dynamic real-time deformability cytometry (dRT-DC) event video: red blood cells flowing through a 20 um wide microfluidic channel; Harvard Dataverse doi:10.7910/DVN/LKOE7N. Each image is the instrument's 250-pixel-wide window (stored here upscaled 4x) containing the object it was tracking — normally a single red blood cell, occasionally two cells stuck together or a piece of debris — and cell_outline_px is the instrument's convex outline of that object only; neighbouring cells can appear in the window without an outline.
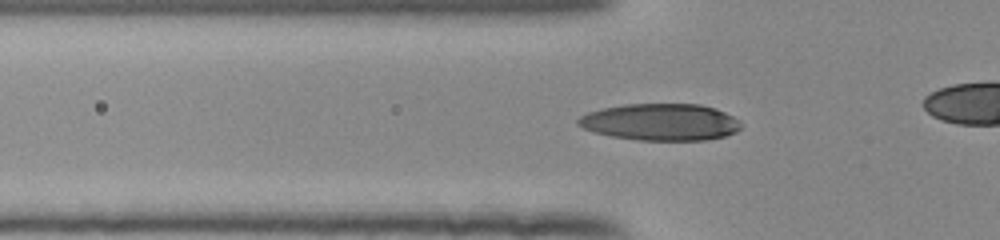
{"species": "human", "species_latin": "Homo sapiens", "temperature_condition": "room temperature", "stored_images_in_passage": 31, "camera_frame_rate_fps": 3000, "um_per_image_px": 0.085, "donor": {"sex": "female"}, "frame": {"image": 1, "passage_image": 6, "time_ms": 1.667, "image_size_px": [1000, 240], "cell_outline_px": [[744, 124], [736, 132], [724, 136], [708, 140], [636, 140], [612, 136], [596, 132], [584, 128], [576, 124], [576, 120], [580, 116], [588, 112], [600, 108], [624, 104], [700, 104], [716, 108], [740, 120]], "centroid_in_image_um": [56.16, 10.37], "position_along_channel_um": 69.6, "area_um2": 35.2}}
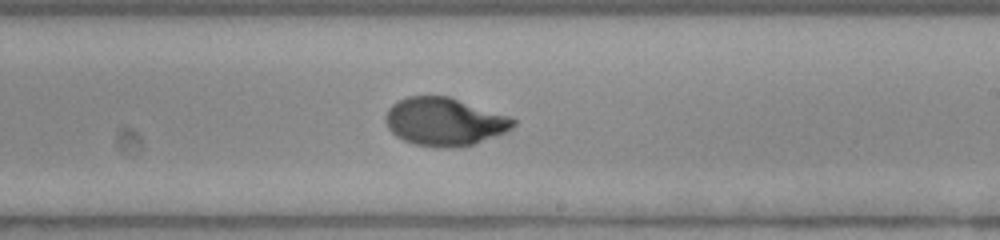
{"frame": {"image": 2, "passage_image": 20, "time_ms": 6.333, "image_size_px": [1000, 240], "cell_outline_px": [[516, 124], [512, 128], [504, 132], [472, 144], [452, 148], [436, 148], [412, 144], [396, 136], [388, 128], [384, 116], [388, 108], [392, 104], [408, 96], [448, 96], [512, 116], [516, 120]], "centroid_in_image_um": [37.77, 10.34], "position_along_channel_um": 251.2, "area_um2": 35.89}}
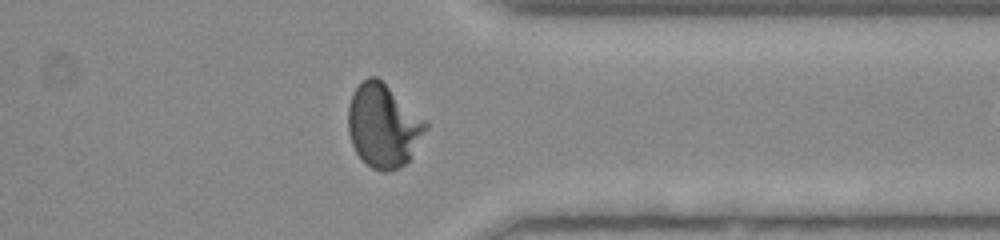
{"frame": {"image": 3, "passage_image": 30, "time_ms": 9.667, "image_size_px": [1000, 240], "cell_outline_px": [[428, 128], [412, 156], [404, 164], [388, 172], [380, 172], [372, 168], [356, 152], [352, 144], [348, 132], [348, 104], [352, 92], [368, 76], [376, 76], [424, 120], [428, 124]], "centroid_in_image_um": [32.55, 10.7], "position_along_channel_um": 378.8, "area_um2": 37.17}}